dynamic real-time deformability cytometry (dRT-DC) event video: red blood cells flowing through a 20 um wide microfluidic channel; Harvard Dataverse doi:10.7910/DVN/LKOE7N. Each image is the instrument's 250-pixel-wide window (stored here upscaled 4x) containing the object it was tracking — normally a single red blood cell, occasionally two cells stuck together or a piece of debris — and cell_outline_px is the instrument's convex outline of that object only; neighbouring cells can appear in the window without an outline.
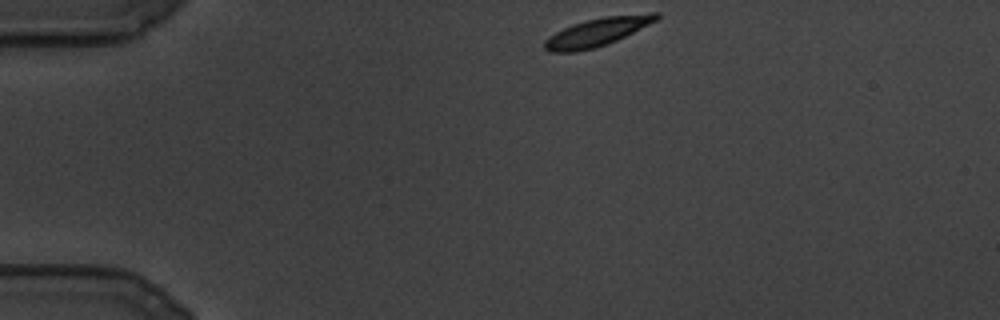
{"species": "common noctule bat (a hibernating species)", "species_latin": "Nyctalus noctula", "temperature_condition": "cold", "stored_images_in_passage": 95, "camera_frame_rate_fps": 3000, "um_per_image_px": 0.085, "animal": {"sex": "male", "body_mass_g": 19.5, "forearm_length_mm": 54.6}, "frame": {"image": 1, "passage_image": 1, "time_ms": 0.0, "image_size_px": [1000, 320], "cell_outline_px": [[660, 20], [616, 40], [592, 48], [572, 52], [548, 52], [544, 48], [544, 40], [548, 36], [572, 24], [604, 16], [652, 12], [660, 12]], "centroid_in_image_um": [50.81, 2.7], "position_along_channel_um": 34.2, "area_um2": 18.38}}
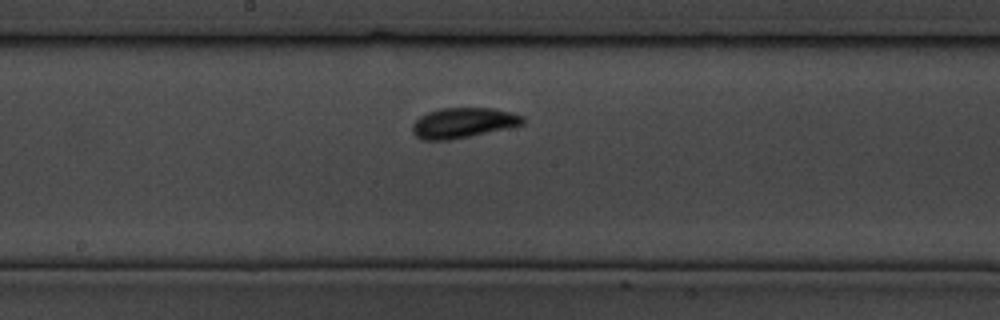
{"frame": {"image": 2, "passage_image": 41, "time_ms": 13.333, "image_size_px": [1000, 320], "cell_outline_px": [[524, 124], [452, 140], [420, 140], [412, 132], [412, 124], [420, 116], [428, 112], [440, 108], [492, 108], [524, 116]], "centroid_in_image_um": [39.32, 10.45], "position_along_channel_um": 208.9, "area_um2": 19.36}}
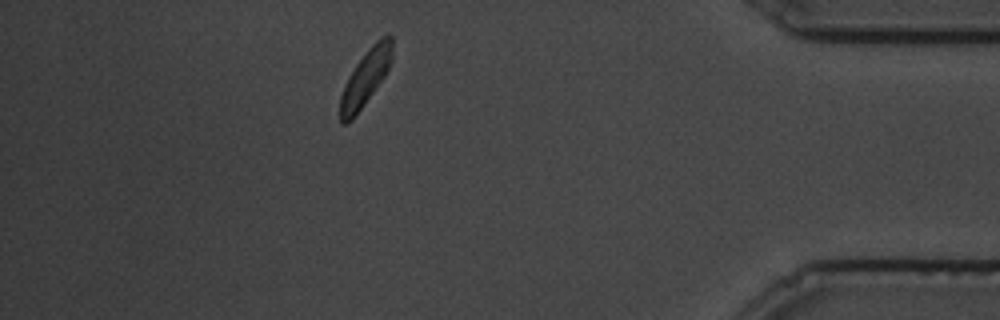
{"frame": {"image": 3, "passage_image": 82, "time_ms": 27.0, "image_size_px": [1000, 320], "cell_outline_px": [[392, 60], [384, 76], [364, 104], [352, 120], [348, 124], [340, 124], [340, 96], [356, 64], [368, 48], [376, 40], [388, 32], [392, 36]], "centroid_in_image_um": [31.08, 6.6], "position_along_channel_um": 404.1, "area_um2": 16.59}}